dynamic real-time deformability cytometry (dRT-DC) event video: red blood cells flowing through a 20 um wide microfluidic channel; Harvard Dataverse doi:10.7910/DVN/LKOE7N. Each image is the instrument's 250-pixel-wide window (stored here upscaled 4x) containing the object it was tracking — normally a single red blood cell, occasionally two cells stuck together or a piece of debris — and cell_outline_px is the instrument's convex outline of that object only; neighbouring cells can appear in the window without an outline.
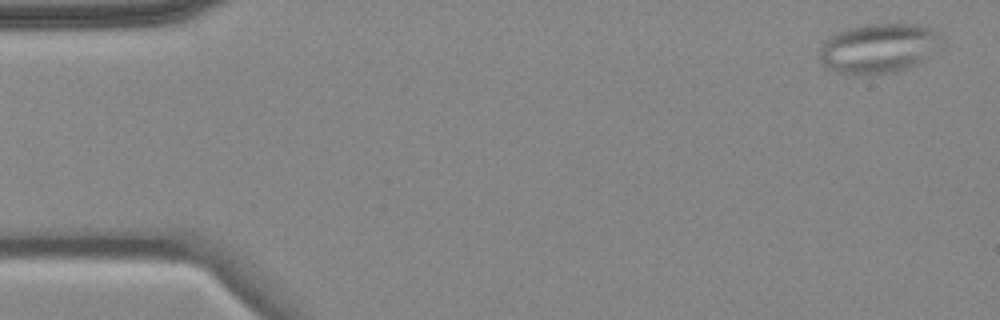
{"species": "common noctule bat (a hibernating species)", "species_latin": "Nyctalus noctula", "temperature_condition": "cold", "stored_images_in_passage": 6, "camera_frame_rate_fps": 3000, "um_per_image_px": 0.085, "animal": {"sex": "female", "body_mass_g": 18.4}, "frame": {"image": 1, "passage_image": 1, "time_ms": 0.0, "image_size_px": [1000, 320], "cell_outline_px": [[944, 48], [916, 64], [896, 72], [856, 76], [836, 72], [828, 68], [820, 60], [820, 44], [828, 36], [848, 28], [868, 24], [916, 24], [936, 28], [944, 36]], "centroid_in_image_um": [74.76, 4.1], "position_along_channel_um": 10.2, "area_um2": 36.36}}